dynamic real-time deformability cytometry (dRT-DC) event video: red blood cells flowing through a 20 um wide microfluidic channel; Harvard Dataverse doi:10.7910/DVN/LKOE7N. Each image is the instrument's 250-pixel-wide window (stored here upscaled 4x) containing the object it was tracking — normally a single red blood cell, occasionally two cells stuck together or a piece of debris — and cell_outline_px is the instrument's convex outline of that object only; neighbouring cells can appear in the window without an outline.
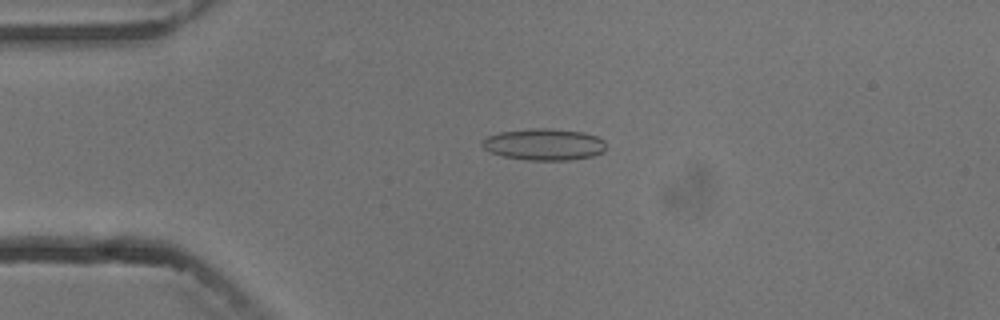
{"species": "common noctule bat (a hibernating species)", "species_latin": "Nyctalus noctula", "temperature_condition": "cold", "stored_images_in_passage": 3, "camera_frame_rate_fps": 3000, "um_per_image_px": 0.085, "animal": {"sex": "male", "body_mass_g": 13.3}, "frame": {"image": 1, "passage_image": 2, "time_ms": 1.0, "image_size_px": [1000, 320], "cell_outline_px": [[604, 152], [592, 156], [568, 160], [528, 160], [504, 156], [488, 152], [480, 144], [488, 136], [500, 132], [532, 128], [548, 128], [584, 132], [596, 136], [604, 140]], "centroid_in_image_um": [46.24, 12.27], "position_along_channel_um": 38.8, "area_um2": 22.77}}